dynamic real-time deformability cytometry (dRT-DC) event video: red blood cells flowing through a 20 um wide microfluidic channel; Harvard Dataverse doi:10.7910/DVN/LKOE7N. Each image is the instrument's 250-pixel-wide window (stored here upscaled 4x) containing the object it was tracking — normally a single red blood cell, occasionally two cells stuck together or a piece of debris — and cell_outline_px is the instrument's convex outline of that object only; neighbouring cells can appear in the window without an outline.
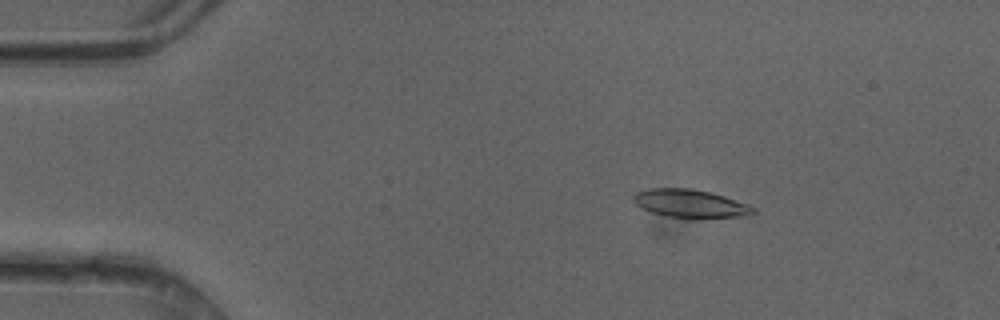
{"species": "common noctule bat (a hibernating species)", "species_latin": "Nyctalus noctula", "temperature_condition": "cold", "stored_images_in_passage": 49, "camera_frame_rate_fps": 3000, "um_per_image_px": 0.085, "animal": {"sex": "female"}, "frame": {"image": 1, "passage_image": 8, "time_ms": 2.333, "image_size_px": [1000, 320], "cell_outline_px": [[756, 212], [740, 216], [664, 216], [652, 212], [636, 204], [632, 200], [632, 196], [636, 192], [648, 188], [688, 188], [708, 192], [724, 196], [748, 204], [756, 208]], "centroid_in_image_um": [58.61, 17.26], "position_along_channel_um": 26.4, "area_um2": 18.9}}
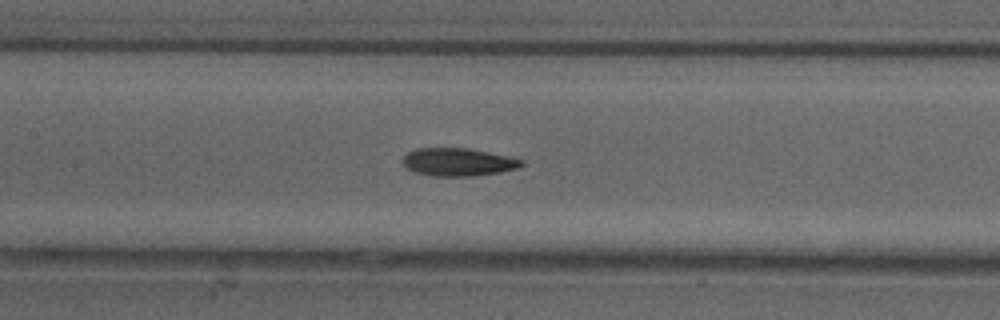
{"frame": {"image": 2, "passage_image": 23, "time_ms": 7.333, "image_size_px": [1000, 320], "cell_outline_px": [[524, 164], [520, 168], [500, 172], [472, 176], [432, 176], [412, 172], [404, 168], [400, 160], [408, 152], [416, 148], [468, 148], [512, 156], [524, 160]], "centroid_in_image_um": [38.93, 13.77], "position_along_channel_um": 168.5, "area_um2": 19.83}}
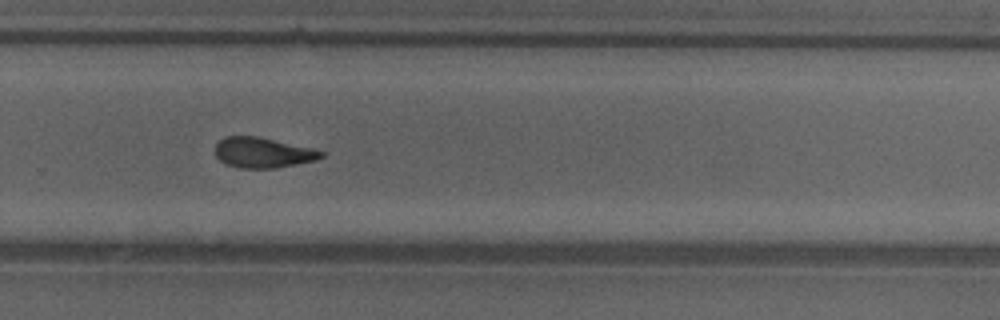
{"frame": {"image": 3, "passage_image": 33, "time_ms": 10.667, "image_size_px": [1000, 320], "cell_outline_px": [[324, 156], [316, 160], [276, 168], [240, 168], [224, 164], [216, 156], [216, 144], [224, 136], [260, 136], [312, 148], [324, 152]], "centroid_in_image_um": [22.34, 12.97], "position_along_channel_um": 307.5, "area_um2": 18.84}, "authors_computed_cell_mechanics": {"area_um2": 19.5364, "velocity_mm_per_s": 4.1973, "shape_relaxation_time_tau1_ms": 6.3653, "shape_relaxation_time_tau2_ms": 2.2879, "deformation_change_tau1": 0.2079, "deformation_change_tau2": 0.095}}